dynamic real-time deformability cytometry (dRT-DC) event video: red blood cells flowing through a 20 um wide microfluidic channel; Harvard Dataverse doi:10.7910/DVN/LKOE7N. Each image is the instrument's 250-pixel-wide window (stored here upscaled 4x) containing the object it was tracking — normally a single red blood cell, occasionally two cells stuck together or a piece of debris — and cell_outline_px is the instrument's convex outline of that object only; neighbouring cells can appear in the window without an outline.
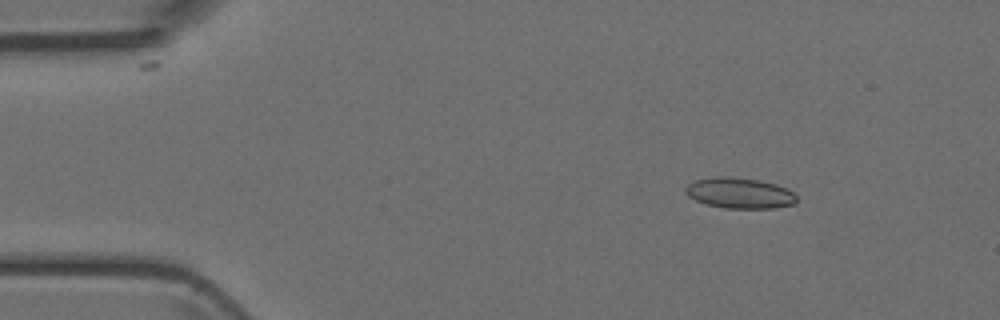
{"species": "Egyptian fruit bat (a non-hibernating species)", "species_latin": "Rousettus aegyptiacus", "temperature_condition": "room temperature", "stored_images_in_passage": 4, "camera_frame_rate_fps": 3000, "um_per_image_px": 0.085, "animal": {"sex": "female"}, "frame": {"image": 1, "passage_image": 2, "time_ms": 2.0, "image_size_px": [1000, 320], "cell_outline_px": [[796, 204], [772, 208], [724, 208], [708, 204], [696, 200], [688, 196], [684, 192], [684, 188], [688, 184], [696, 180], [716, 176], [732, 176], [760, 180], [776, 184], [788, 188], [796, 196]], "centroid_in_image_um": [62.87, 16.4], "position_along_channel_um": 22.1, "area_um2": 20.0}}